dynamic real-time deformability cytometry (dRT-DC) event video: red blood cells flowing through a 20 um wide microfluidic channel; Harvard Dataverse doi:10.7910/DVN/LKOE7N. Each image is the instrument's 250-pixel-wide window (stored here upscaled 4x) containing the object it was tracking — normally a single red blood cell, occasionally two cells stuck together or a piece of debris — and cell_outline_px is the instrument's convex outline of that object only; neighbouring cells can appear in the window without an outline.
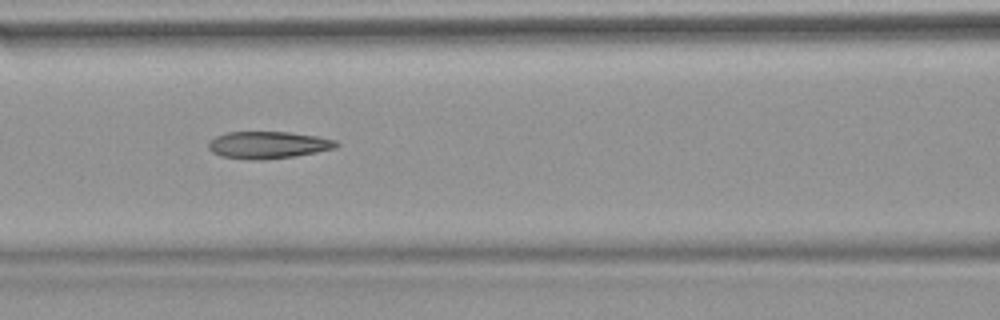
{"species": "common noctule bat (a hibernating species)", "species_latin": "Nyctalus noctula", "temperature_condition": "warm", "stored_images_in_passage": 53, "camera_frame_rate_fps": 3000, "um_per_image_px": 0.085, "animal": {"sex": "female", "body_mass_g": 18.4}, "frame": {"image": 1, "passage_image": 23, "time_ms": 7.333, "image_size_px": [1000, 320], "cell_outline_px": [[340, 144], [336, 148], [296, 156], [256, 160], [220, 156], [212, 152], [208, 148], [208, 144], [216, 136], [228, 132], [288, 132], [316, 136], [336, 140]], "centroid_in_image_um": [22.8, 12.32], "position_along_channel_um": 143.8, "area_um2": 20.06}, "authors_computed_cell_mechanics": {"area_um2": 20.9236, "velocity_mm_per_s": 3.8572, "shape_relaxation_time_tau1_ms": null, "shape_relaxation_time_tau2_ms": 3.2985, "deformation_change_tau1": null, "deformation_change_tau2": 0.1363}}